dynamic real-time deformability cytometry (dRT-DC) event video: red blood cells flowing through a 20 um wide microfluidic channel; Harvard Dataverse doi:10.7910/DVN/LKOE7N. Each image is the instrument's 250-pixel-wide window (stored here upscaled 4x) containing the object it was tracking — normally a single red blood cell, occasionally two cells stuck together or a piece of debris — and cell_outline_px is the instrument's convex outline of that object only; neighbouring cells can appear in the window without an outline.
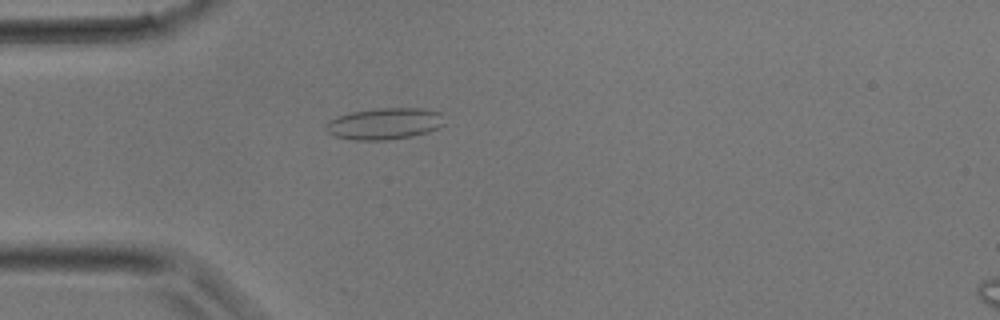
{"species": "common noctule bat (a hibernating species)", "species_latin": "Nyctalus noctula", "temperature_condition": "room temperature", "stored_images_in_passage": 22, "camera_frame_rate_fps": 3000, "um_per_image_px": 0.085, "animal": {"sex": "male", "body_mass_g": 17.9}, "frame": {"image": 1, "passage_image": 1, "time_ms": 0.0, "image_size_px": [1000, 320], "cell_outline_px": [[448, 124], [428, 132], [412, 136], [388, 140], [352, 140], [336, 136], [328, 132], [324, 124], [328, 120], [336, 116], [352, 112], [376, 108], [424, 108], [444, 112]], "centroid_in_image_um": [32.77, 10.5], "position_along_channel_um": 52.2, "area_um2": 22.37}}
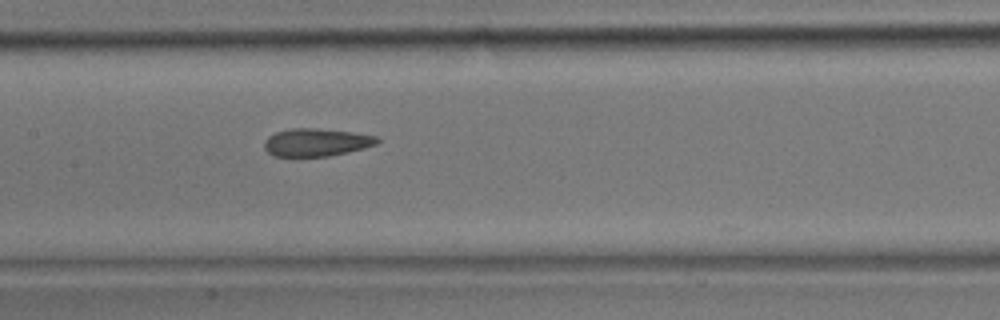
{"frame": {"image": 2, "passage_image": 8, "time_ms": 2.333, "image_size_px": [1000, 320], "cell_outline_px": [[380, 140], [376, 144], [364, 148], [348, 152], [328, 156], [272, 156], [264, 148], [264, 140], [268, 136], [276, 132], [292, 128], [316, 128], [352, 132], [380, 136]], "centroid_in_image_um": [26.89, 12.09], "position_along_channel_um": 180.5, "area_um2": 18.38}}
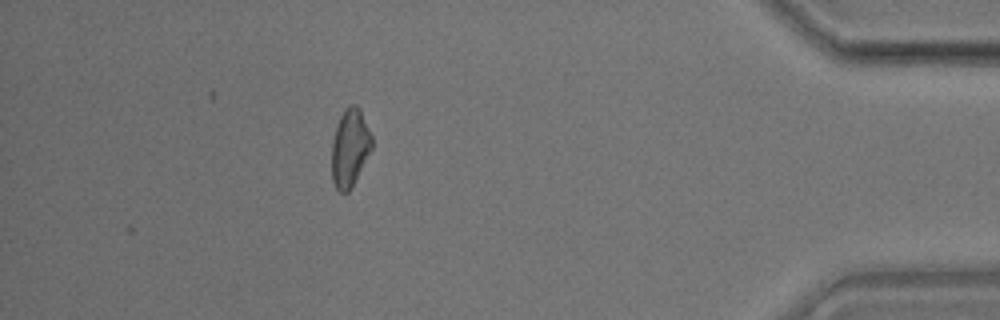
{"frame": {"image": 3, "passage_image": 22, "time_ms": 7.0, "image_size_px": [1000, 320], "cell_outline_px": [[372, 148], [348, 192], [340, 192], [336, 188], [332, 180], [332, 140], [340, 116], [344, 108], [352, 104], [356, 104], [360, 108], [372, 136]], "centroid_in_image_um": [29.73, 12.52], "position_along_channel_um": 405.5, "area_um2": 17.98}}